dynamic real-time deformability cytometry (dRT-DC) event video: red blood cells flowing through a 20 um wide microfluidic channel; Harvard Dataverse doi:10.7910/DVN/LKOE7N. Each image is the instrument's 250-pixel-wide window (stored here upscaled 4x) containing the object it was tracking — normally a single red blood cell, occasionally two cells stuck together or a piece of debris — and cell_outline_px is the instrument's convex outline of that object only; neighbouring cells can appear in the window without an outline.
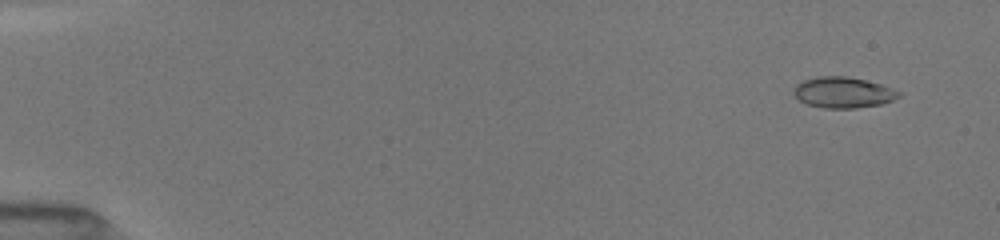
{"species": "common noctule bat (a hibernating species)", "species_latin": "Nyctalus noctula", "temperature_condition": "room temperature", "stored_images_in_passage": 8, "camera_frame_rate_fps": 3000, "um_per_image_px": 0.085, "animal": {"sex": "female", "body_mass_g": 19.5, "forearm_length_mm": 54.1}, "frame": {"image": 1, "passage_image": 2, "time_ms": 1.0, "image_size_px": [1000, 240], "cell_outline_px": [[900, 96], [892, 100], [880, 104], [856, 108], [824, 108], [808, 104], [800, 100], [792, 92], [792, 88], [796, 84], [804, 80], [820, 76], [848, 76], [880, 84], [892, 88], [900, 92]], "centroid_in_image_um": [71.64, 7.85], "position_along_channel_um": 13.4, "area_um2": 18.79}}
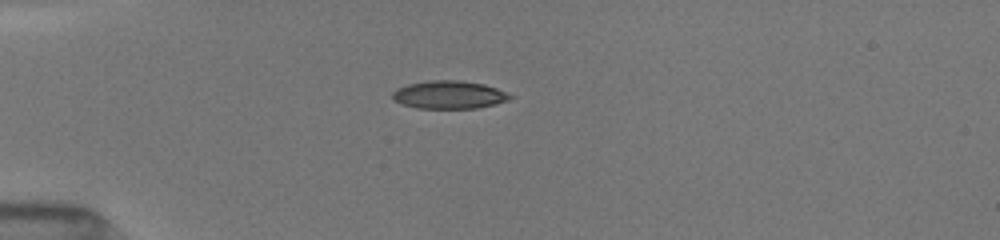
{"frame": {"image": 2, "passage_image": 6, "time_ms": 4.667, "image_size_px": [1000, 240], "cell_outline_px": [[512, 96], [508, 100], [496, 104], [476, 108], [416, 108], [392, 100], [392, 92], [396, 88], [408, 84], [428, 80], [460, 80], [484, 84], [508, 92]], "centroid_in_image_um": [38.16, 8.05], "position_along_channel_um": 46.8, "area_um2": 19.25}}
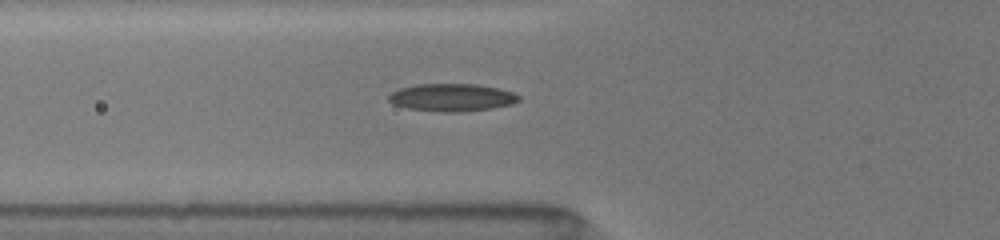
{"frame": {"image": 3, "passage_image": 8, "time_ms": 6.333, "image_size_px": [1000, 240], "cell_outline_px": [[520, 100], [512, 104], [492, 108], [460, 112], [444, 112], [408, 108], [392, 104], [388, 100], [388, 96], [392, 92], [400, 88], [416, 84], [476, 84], [500, 88], [512, 92], [520, 96]], "centroid_in_image_um": [38.41, 8.28], "position_along_channel_um": 87.4, "area_um2": 20.98}}